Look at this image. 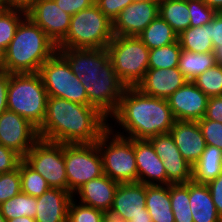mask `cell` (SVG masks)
<instances>
[{
    "label": "cell",
    "instance_id": "6da1fadb",
    "mask_svg": "<svg viewBox=\"0 0 222 222\" xmlns=\"http://www.w3.org/2000/svg\"><path fill=\"white\" fill-rule=\"evenodd\" d=\"M81 80L88 102L107 118L117 109L126 86L116 74L107 48H57Z\"/></svg>",
    "mask_w": 222,
    "mask_h": 222
},
{
    "label": "cell",
    "instance_id": "7a4b0ae2",
    "mask_svg": "<svg viewBox=\"0 0 222 222\" xmlns=\"http://www.w3.org/2000/svg\"><path fill=\"white\" fill-rule=\"evenodd\" d=\"M96 107L48 96L46 116L37 129L39 139L62 143H96L108 121Z\"/></svg>",
    "mask_w": 222,
    "mask_h": 222
},
{
    "label": "cell",
    "instance_id": "3957f363",
    "mask_svg": "<svg viewBox=\"0 0 222 222\" xmlns=\"http://www.w3.org/2000/svg\"><path fill=\"white\" fill-rule=\"evenodd\" d=\"M112 117L126 132L116 133L131 139L169 133L176 122L168 100L143 94L136 87H126Z\"/></svg>",
    "mask_w": 222,
    "mask_h": 222
},
{
    "label": "cell",
    "instance_id": "277c9868",
    "mask_svg": "<svg viewBox=\"0 0 222 222\" xmlns=\"http://www.w3.org/2000/svg\"><path fill=\"white\" fill-rule=\"evenodd\" d=\"M57 52V45L28 16L18 25L4 55V71L10 74L38 73Z\"/></svg>",
    "mask_w": 222,
    "mask_h": 222
},
{
    "label": "cell",
    "instance_id": "5b68a950",
    "mask_svg": "<svg viewBox=\"0 0 222 222\" xmlns=\"http://www.w3.org/2000/svg\"><path fill=\"white\" fill-rule=\"evenodd\" d=\"M7 108L37 129L46 116L48 94L39 73L10 74Z\"/></svg>",
    "mask_w": 222,
    "mask_h": 222
},
{
    "label": "cell",
    "instance_id": "8992f818",
    "mask_svg": "<svg viewBox=\"0 0 222 222\" xmlns=\"http://www.w3.org/2000/svg\"><path fill=\"white\" fill-rule=\"evenodd\" d=\"M113 37V22L94 4L72 15L69 31L57 48H107Z\"/></svg>",
    "mask_w": 222,
    "mask_h": 222
},
{
    "label": "cell",
    "instance_id": "52a82bcc",
    "mask_svg": "<svg viewBox=\"0 0 222 222\" xmlns=\"http://www.w3.org/2000/svg\"><path fill=\"white\" fill-rule=\"evenodd\" d=\"M112 129L108 124L96 142L102 156L103 172L118 183H137L135 139L114 133Z\"/></svg>",
    "mask_w": 222,
    "mask_h": 222
},
{
    "label": "cell",
    "instance_id": "ba28073f",
    "mask_svg": "<svg viewBox=\"0 0 222 222\" xmlns=\"http://www.w3.org/2000/svg\"><path fill=\"white\" fill-rule=\"evenodd\" d=\"M107 50L122 83L136 87L149 69V48L137 36H114Z\"/></svg>",
    "mask_w": 222,
    "mask_h": 222
},
{
    "label": "cell",
    "instance_id": "9c48e42d",
    "mask_svg": "<svg viewBox=\"0 0 222 222\" xmlns=\"http://www.w3.org/2000/svg\"><path fill=\"white\" fill-rule=\"evenodd\" d=\"M38 73L42 77L48 96L91 105L81 80L75 76L68 62L58 52L42 64Z\"/></svg>",
    "mask_w": 222,
    "mask_h": 222
},
{
    "label": "cell",
    "instance_id": "30bf717a",
    "mask_svg": "<svg viewBox=\"0 0 222 222\" xmlns=\"http://www.w3.org/2000/svg\"><path fill=\"white\" fill-rule=\"evenodd\" d=\"M64 161L71 194L83 184L104 175L102 156L96 143L64 144Z\"/></svg>",
    "mask_w": 222,
    "mask_h": 222
},
{
    "label": "cell",
    "instance_id": "8fae6325",
    "mask_svg": "<svg viewBox=\"0 0 222 222\" xmlns=\"http://www.w3.org/2000/svg\"><path fill=\"white\" fill-rule=\"evenodd\" d=\"M23 160L41 174L51 188L68 191L64 144L39 139Z\"/></svg>",
    "mask_w": 222,
    "mask_h": 222
},
{
    "label": "cell",
    "instance_id": "7c38bea8",
    "mask_svg": "<svg viewBox=\"0 0 222 222\" xmlns=\"http://www.w3.org/2000/svg\"><path fill=\"white\" fill-rule=\"evenodd\" d=\"M39 140L38 130L27 119L11 110L0 115V144L22 158Z\"/></svg>",
    "mask_w": 222,
    "mask_h": 222
},
{
    "label": "cell",
    "instance_id": "4fadbf2b",
    "mask_svg": "<svg viewBox=\"0 0 222 222\" xmlns=\"http://www.w3.org/2000/svg\"><path fill=\"white\" fill-rule=\"evenodd\" d=\"M163 161L167 185L185 184L192 180V165L179 152L170 133H163L148 139Z\"/></svg>",
    "mask_w": 222,
    "mask_h": 222
},
{
    "label": "cell",
    "instance_id": "5bb4252c",
    "mask_svg": "<svg viewBox=\"0 0 222 222\" xmlns=\"http://www.w3.org/2000/svg\"><path fill=\"white\" fill-rule=\"evenodd\" d=\"M47 36L58 45L69 31L71 15L57 6L54 0H36L26 12Z\"/></svg>",
    "mask_w": 222,
    "mask_h": 222
},
{
    "label": "cell",
    "instance_id": "9a60e30c",
    "mask_svg": "<svg viewBox=\"0 0 222 222\" xmlns=\"http://www.w3.org/2000/svg\"><path fill=\"white\" fill-rule=\"evenodd\" d=\"M159 1L133 2L113 21L114 36H138L157 16Z\"/></svg>",
    "mask_w": 222,
    "mask_h": 222
},
{
    "label": "cell",
    "instance_id": "2e32d148",
    "mask_svg": "<svg viewBox=\"0 0 222 222\" xmlns=\"http://www.w3.org/2000/svg\"><path fill=\"white\" fill-rule=\"evenodd\" d=\"M208 99L193 81H187L167 100L176 120L199 121L205 115Z\"/></svg>",
    "mask_w": 222,
    "mask_h": 222
},
{
    "label": "cell",
    "instance_id": "e0dca14e",
    "mask_svg": "<svg viewBox=\"0 0 222 222\" xmlns=\"http://www.w3.org/2000/svg\"><path fill=\"white\" fill-rule=\"evenodd\" d=\"M187 81L178 67L165 69L149 68L136 88L143 94L167 100Z\"/></svg>",
    "mask_w": 222,
    "mask_h": 222
},
{
    "label": "cell",
    "instance_id": "ac0fdd59",
    "mask_svg": "<svg viewBox=\"0 0 222 222\" xmlns=\"http://www.w3.org/2000/svg\"><path fill=\"white\" fill-rule=\"evenodd\" d=\"M135 156L138 183L145 185H167V176L163 161L157 155L149 140L135 139Z\"/></svg>",
    "mask_w": 222,
    "mask_h": 222
},
{
    "label": "cell",
    "instance_id": "d6986e66",
    "mask_svg": "<svg viewBox=\"0 0 222 222\" xmlns=\"http://www.w3.org/2000/svg\"><path fill=\"white\" fill-rule=\"evenodd\" d=\"M169 133L182 157L193 166L206 148L198 122L176 120Z\"/></svg>",
    "mask_w": 222,
    "mask_h": 222
},
{
    "label": "cell",
    "instance_id": "ffe728a7",
    "mask_svg": "<svg viewBox=\"0 0 222 222\" xmlns=\"http://www.w3.org/2000/svg\"><path fill=\"white\" fill-rule=\"evenodd\" d=\"M118 186L117 181L104 174L83 184L73 193V197L77 194V196L79 195V203L104 212L112 208Z\"/></svg>",
    "mask_w": 222,
    "mask_h": 222
},
{
    "label": "cell",
    "instance_id": "44dd1931",
    "mask_svg": "<svg viewBox=\"0 0 222 222\" xmlns=\"http://www.w3.org/2000/svg\"><path fill=\"white\" fill-rule=\"evenodd\" d=\"M73 194L60 188H49L37 197L36 222H67Z\"/></svg>",
    "mask_w": 222,
    "mask_h": 222
},
{
    "label": "cell",
    "instance_id": "7402d4cb",
    "mask_svg": "<svg viewBox=\"0 0 222 222\" xmlns=\"http://www.w3.org/2000/svg\"><path fill=\"white\" fill-rule=\"evenodd\" d=\"M146 185L142 183H119L112 208L120 213L125 222L139 214H145Z\"/></svg>",
    "mask_w": 222,
    "mask_h": 222
},
{
    "label": "cell",
    "instance_id": "603a6c76",
    "mask_svg": "<svg viewBox=\"0 0 222 222\" xmlns=\"http://www.w3.org/2000/svg\"><path fill=\"white\" fill-rule=\"evenodd\" d=\"M189 204L194 222H222L207 184L189 181Z\"/></svg>",
    "mask_w": 222,
    "mask_h": 222
},
{
    "label": "cell",
    "instance_id": "cb8c5ba5",
    "mask_svg": "<svg viewBox=\"0 0 222 222\" xmlns=\"http://www.w3.org/2000/svg\"><path fill=\"white\" fill-rule=\"evenodd\" d=\"M146 209L152 222H175L169 185H146Z\"/></svg>",
    "mask_w": 222,
    "mask_h": 222
},
{
    "label": "cell",
    "instance_id": "d4e9b609",
    "mask_svg": "<svg viewBox=\"0 0 222 222\" xmlns=\"http://www.w3.org/2000/svg\"><path fill=\"white\" fill-rule=\"evenodd\" d=\"M222 174V150L206 145L199 160L192 166V180L208 184Z\"/></svg>",
    "mask_w": 222,
    "mask_h": 222
},
{
    "label": "cell",
    "instance_id": "484cf974",
    "mask_svg": "<svg viewBox=\"0 0 222 222\" xmlns=\"http://www.w3.org/2000/svg\"><path fill=\"white\" fill-rule=\"evenodd\" d=\"M158 15L180 35L190 27L188 0H159Z\"/></svg>",
    "mask_w": 222,
    "mask_h": 222
},
{
    "label": "cell",
    "instance_id": "4316f807",
    "mask_svg": "<svg viewBox=\"0 0 222 222\" xmlns=\"http://www.w3.org/2000/svg\"><path fill=\"white\" fill-rule=\"evenodd\" d=\"M216 64L214 52L196 53L182 49L178 69L188 81H193L201 73Z\"/></svg>",
    "mask_w": 222,
    "mask_h": 222
},
{
    "label": "cell",
    "instance_id": "83f0119b",
    "mask_svg": "<svg viewBox=\"0 0 222 222\" xmlns=\"http://www.w3.org/2000/svg\"><path fill=\"white\" fill-rule=\"evenodd\" d=\"M149 50L175 43L178 35L159 15L137 36Z\"/></svg>",
    "mask_w": 222,
    "mask_h": 222
},
{
    "label": "cell",
    "instance_id": "f1b7e54d",
    "mask_svg": "<svg viewBox=\"0 0 222 222\" xmlns=\"http://www.w3.org/2000/svg\"><path fill=\"white\" fill-rule=\"evenodd\" d=\"M178 41L183 50L196 53L214 52L210 23L198 27L190 26L178 35Z\"/></svg>",
    "mask_w": 222,
    "mask_h": 222
},
{
    "label": "cell",
    "instance_id": "f546056e",
    "mask_svg": "<svg viewBox=\"0 0 222 222\" xmlns=\"http://www.w3.org/2000/svg\"><path fill=\"white\" fill-rule=\"evenodd\" d=\"M37 197L23 192L0 204V211L6 220L28 216L35 218L37 212Z\"/></svg>",
    "mask_w": 222,
    "mask_h": 222
},
{
    "label": "cell",
    "instance_id": "4dcf8cb0",
    "mask_svg": "<svg viewBox=\"0 0 222 222\" xmlns=\"http://www.w3.org/2000/svg\"><path fill=\"white\" fill-rule=\"evenodd\" d=\"M169 192L175 222H194L189 204V182L170 184Z\"/></svg>",
    "mask_w": 222,
    "mask_h": 222
},
{
    "label": "cell",
    "instance_id": "1f68e13d",
    "mask_svg": "<svg viewBox=\"0 0 222 222\" xmlns=\"http://www.w3.org/2000/svg\"><path fill=\"white\" fill-rule=\"evenodd\" d=\"M181 50L178 40L170 45L151 49L149 51V68L165 69L178 67Z\"/></svg>",
    "mask_w": 222,
    "mask_h": 222
},
{
    "label": "cell",
    "instance_id": "d6a6232c",
    "mask_svg": "<svg viewBox=\"0 0 222 222\" xmlns=\"http://www.w3.org/2000/svg\"><path fill=\"white\" fill-rule=\"evenodd\" d=\"M21 192L33 197L41 196L50 186L44 177L23 159L20 161Z\"/></svg>",
    "mask_w": 222,
    "mask_h": 222
},
{
    "label": "cell",
    "instance_id": "836d02e7",
    "mask_svg": "<svg viewBox=\"0 0 222 222\" xmlns=\"http://www.w3.org/2000/svg\"><path fill=\"white\" fill-rule=\"evenodd\" d=\"M26 12L14 9L0 11V50L4 53Z\"/></svg>",
    "mask_w": 222,
    "mask_h": 222
},
{
    "label": "cell",
    "instance_id": "e575fe53",
    "mask_svg": "<svg viewBox=\"0 0 222 222\" xmlns=\"http://www.w3.org/2000/svg\"><path fill=\"white\" fill-rule=\"evenodd\" d=\"M193 82L209 98L222 96V66L216 64L197 76Z\"/></svg>",
    "mask_w": 222,
    "mask_h": 222
},
{
    "label": "cell",
    "instance_id": "d590c367",
    "mask_svg": "<svg viewBox=\"0 0 222 222\" xmlns=\"http://www.w3.org/2000/svg\"><path fill=\"white\" fill-rule=\"evenodd\" d=\"M76 201L73 198L70 202L67 222H102L103 211Z\"/></svg>",
    "mask_w": 222,
    "mask_h": 222
},
{
    "label": "cell",
    "instance_id": "8d00e7d4",
    "mask_svg": "<svg viewBox=\"0 0 222 222\" xmlns=\"http://www.w3.org/2000/svg\"><path fill=\"white\" fill-rule=\"evenodd\" d=\"M21 192L20 163L17 169L0 174V204Z\"/></svg>",
    "mask_w": 222,
    "mask_h": 222
},
{
    "label": "cell",
    "instance_id": "74e56055",
    "mask_svg": "<svg viewBox=\"0 0 222 222\" xmlns=\"http://www.w3.org/2000/svg\"><path fill=\"white\" fill-rule=\"evenodd\" d=\"M188 9L190 12L191 27L209 24L217 13L214 9L208 7L202 0H188Z\"/></svg>",
    "mask_w": 222,
    "mask_h": 222
},
{
    "label": "cell",
    "instance_id": "f35d334b",
    "mask_svg": "<svg viewBox=\"0 0 222 222\" xmlns=\"http://www.w3.org/2000/svg\"><path fill=\"white\" fill-rule=\"evenodd\" d=\"M197 122L206 145L216 146L222 150V123L204 118Z\"/></svg>",
    "mask_w": 222,
    "mask_h": 222
},
{
    "label": "cell",
    "instance_id": "ab89813d",
    "mask_svg": "<svg viewBox=\"0 0 222 222\" xmlns=\"http://www.w3.org/2000/svg\"><path fill=\"white\" fill-rule=\"evenodd\" d=\"M131 3L133 0H95V4L112 22Z\"/></svg>",
    "mask_w": 222,
    "mask_h": 222
},
{
    "label": "cell",
    "instance_id": "60d3db41",
    "mask_svg": "<svg viewBox=\"0 0 222 222\" xmlns=\"http://www.w3.org/2000/svg\"><path fill=\"white\" fill-rule=\"evenodd\" d=\"M22 159L18 153L0 144V174L17 169Z\"/></svg>",
    "mask_w": 222,
    "mask_h": 222
},
{
    "label": "cell",
    "instance_id": "b9f144b4",
    "mask_svg": "<svg viewBox=\"0 0 222 222\" xmlns=\"http://www.w3.org/2000/svg\"><path fill=\"white\" fill-rule=\"evenodd\" d=\"M57 6L64 12L72 15L80 12L81 10L90 8L95 4V0H54Z\"/></svg>",
    "mask_w": 222,
    "mask_h": 222
},
{
    "label": "cell",
    "instance_id": "7bdbcfd3",
    "mask_svg": "<svg viewBox=\"0 0 222 222\" xmlns=\"http://www.w3.org/2000/svg\"><path fill=\"white\" fill-rule=\"evenodd\" d=\"M204 119H210L222 123V96L210 97Z\"/></svg>",
    "mask_w": 222,
    "mask_h": 222
},
{
    "label": "cell",
    "instance_id": "ee69618b",
    "mask_svg": "<svg viewBox=\"0 0 222 222\" xmlns=\"http://www.w3.org/2000/svg\"><path fill=\"white\" fill-rule=\"evenodd\" d=\"M207 186L210 190L216 210L222 219V174L209 182Z\"/></svg>",
    "mask_w": 222,
    "mask_h": 222
},
{
    "label": "cell",
    "instance_id": "f6af8a7d",
    "mask_svg": "<svg viewBox=\"0 0 222 222\" xmlns=\"http://www.w3.org/2000/svg\"><path fill=\"white\" fill-rule=\"evenodd\" d=\"M210 34L214 49L222 46V12H217L210 22Z\"/></svg>",
    "mask_w": 222,
    "mask_h": 222
},
{
    "label": "cell",
    "instance_id": "bcb514c9",
    "mask_svg": "<svg viewBox=\"0 0 222 222\" xmlns=\"http://www.w3.org/2000/svg\"><path fill=\"white\" fill-rule=\"evenodd\" d=\"M9 82H10V73L7 71L0 72V115L8 109L7 94H8Z\"/></svg>",
    "mask_w": 222,
    "mask_h": 222
},
{
    "label": "cell",
    "instance_id": "7dc6e473",
    "mask_svg": "<svg viewBox=\"0 0 222 222\" xmlns=\"http://www.w3.org/2000/svg\"><path fill=\"white\" fill-rule=\"evenodd\" d=\"M36 0H4L6 9L21 10L27 12Z\"/></svg>",
    "mask_w": 222,
    "mask_h": 222
},
{
    "label": "cell",
    "instance_id": "c3c4849f",
    "mask_svg": "<svg viewBox=\"0 0 222 222\" xmlns=\"http://www.w3.org/2000/svg\"><path fill=\"white\" fill-rule=\"evenodd\" d=\"M102 222H125L122 215L113 209H107L103 212Z\"/></svg>",
    "mask_w": 222,
    "mask_h": 222
},
{
    "label": "cell",
    "instance_id": "681fc988",
    "mask_svg": "<svg viewBox=\"0 0 222 222\" xmlns=\"http://www.w3.org/2000/svg\"><path fill=\"white\" fill-rule=\"evenodd\" d=\"M208 7L216 12H222V0H202Z\"/></svg>",
    "mask_w": 222,
    "mask_h": 222
},
{
    "label": "cell",
    "instance_id": "f907efd6",
    "mask_svg": "<svg viewBox=\"0 0 222 222\" xmlns=\"http://www.w3.org/2000/svg\"><path fill=\"white\" fill-rule=\"evenodd\" d=\"M128 222H152V219L145 207V214H139L138 216L133 217Z\"/></svg>",
    "mask_w": 222,
    "mask_h": 222
},
{
    "label": "cell",
    "instance_id": "816d5d0a",
    "mask_svg": "<svg viewBox=\"0 0 222 222\" xmlns=\"http://www.w3.org/2000/svg\"><path fill=\"white\" fill-rule=\"evenodd\" d=\"M214 56L216 59V63L222 66V46L216 47L214 49Z\"/></svg>",
    "mask_w": 222,
    "mask_h": 222
},
{
    "label": "cell",
    "instance_id": "f5cc1de1",
    "mask_svg": "<svg viewBox=\"0 0 222 222\" xmlns=\"http://www.w3.org/2000/svg\"><path fill=\"white\" fill-rule=\"evenodd\" d=\"M7 222H36L35 219L30 218L28 216L17 217L11 220H7Z\"/></svg>",
    "mask_w": 222,
    "mask_h": 222
},
{
    "label": "cell",
    "instance_id": "db71d44e",
    "mask_svg": "<svg viewBox=\"0 0 222 222\" xmlns=\"http://www.w3.org/2000/svg\"><path fill=\"white\" fill-rule=\"evenodd\" d=\"M4 71V55L3 52L0 50V72Z\"/></svg>",
    "mask_w": 222,
    "mask_h": 222
},
{
    "label": "cell",
    "instance_id": "11a10c76",
    "mask_svg": "<svg viewBox=\"0 0 222 222\" xmlns=\"http://www.w3.org/2000/svg\"><path fill=\"white\" fill-rule=\"evenodd\" d=\"M6 9L4 0H0V11Z\"/></svg>",
    "mask_w": 222,
    "mask_h": 222
},
{
    "label": "cell",
    "instance_id": "9f6ffc18",
    "mask_svg": "<svg viewBox=\"0 0 222 222\" xmlns=\"http://www.w3.org/2000/svg\"><path fill=\"white\" fill-rule=\"evenodd\" d=\"M0 222H7L5 217L2 215L1 211H0Z\"/></svg>",
    "mask_w": 222,
    "mask_h": 222
},
{
    "label": "cell",
    "instance_id": "6f0895ef",
    "mask_svg": "<svg viewBox=\"0 0 222 222\" xmlns=\"http://www.w3.org/2000/svg\"><path fill=\"white\" fill-rule=\"evenodd\" d=\"M144 1H159V0H133V2H144Z\"/></svg>",
    "mask_w": 222,
    "mask_h": 222
}]
</instances>
